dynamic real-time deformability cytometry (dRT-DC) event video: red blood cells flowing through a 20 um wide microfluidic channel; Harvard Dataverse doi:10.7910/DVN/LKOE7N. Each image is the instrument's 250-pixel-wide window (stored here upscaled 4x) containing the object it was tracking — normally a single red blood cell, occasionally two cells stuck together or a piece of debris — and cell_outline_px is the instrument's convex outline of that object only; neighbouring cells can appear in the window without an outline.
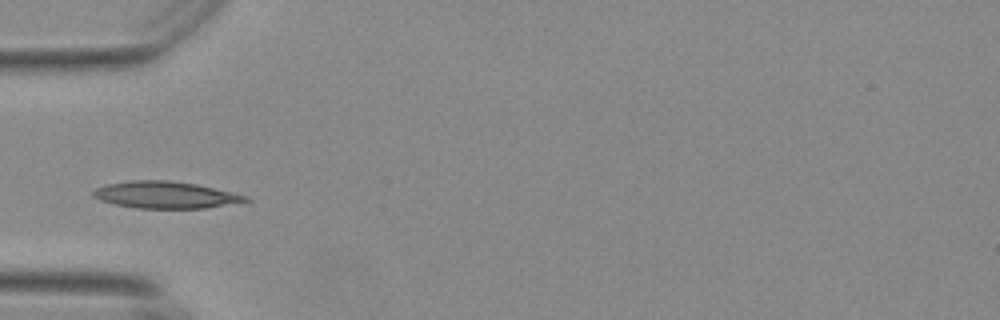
{"species": "Egyptian fruit bat (a non-hibernating species)", "species_latin": "Rousettus aegyptiacus", "temperature_condition": "warm", "stored_images_in_passage": 38, "camera_frame_rate_fps": 3000, "um_per_image_px": 0.085, "animal": {"sex": "female"}, "frame": {"image": 1, "passage_image": 1, "time_ms": 0.0, "image_size_px": [1000, 320], "cell_outline_px": [[252, 200], [204, 208], [136, 208], [116, 204], [100, 200], [92, 196], [92, 192], [96, 188], [108, 184], [132, 180], [168, 180], [196, 184], [232, 192], [248, 196]], "centroid_in_image_um": [14.05, 16.56], "position_along_channel_um": 70.9, "area_um2": 23.64}}
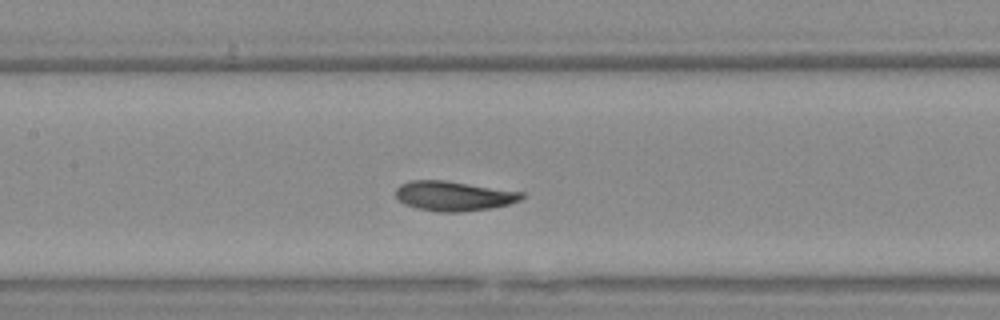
{"frame": {"image": 2, "passage_image": 9, "time_ms": 2.667, "image_size_px": [1000, 320], "cell_outline_px": [[524, 196], [520, 200], [508, 204], [492, 208], [460, 212], [436, 212], [416, 208], [404, 204], [396, 196], [396, 188], [400, 184], [412, 180], [444, 180], [524, 192]], "centroid_in_image_um": [38.55, 16.66], "position_along_channel_um": 168.8, "area_um2": 21.85}}
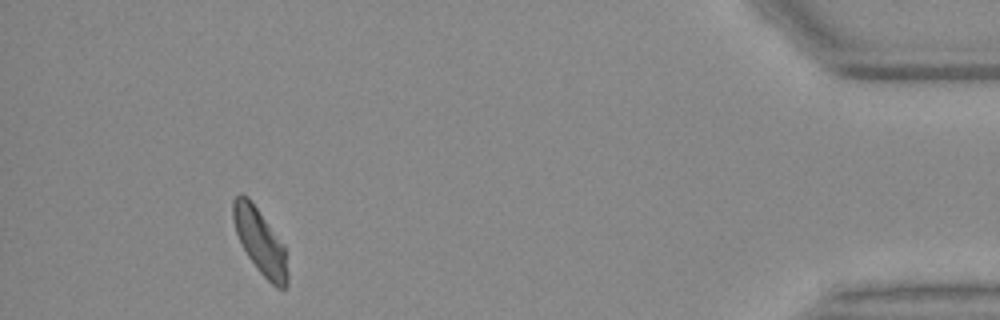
{"frame": {"image": 3, "passage_image": 34, "time_ms": 11.0, "image_size_px": [1000, 320], "cell_outline_px": [[288, 288], [276, 288], [256, 268], [248, 256], [236, 232], [232, 216], [232, 200], [240, 192], [248, 196], [284, 244], [288, 272]], "centroid_in_image_um": [22.12, 20.51], "position_along_channel_um": 413.1, "area_um2": 20.69}, "authors_computed_cell_mechanics": {"area_um2": 21.5016, "velocity_mm_per_s": 3.6823, "shape_relaxation_time_tau1_ms": 2.2928, "shape_relaxation_time_tau2_ms": 1.784, "deformation_change_tau1": 0.1227, "deformation_change_tau2": 0.0849}}